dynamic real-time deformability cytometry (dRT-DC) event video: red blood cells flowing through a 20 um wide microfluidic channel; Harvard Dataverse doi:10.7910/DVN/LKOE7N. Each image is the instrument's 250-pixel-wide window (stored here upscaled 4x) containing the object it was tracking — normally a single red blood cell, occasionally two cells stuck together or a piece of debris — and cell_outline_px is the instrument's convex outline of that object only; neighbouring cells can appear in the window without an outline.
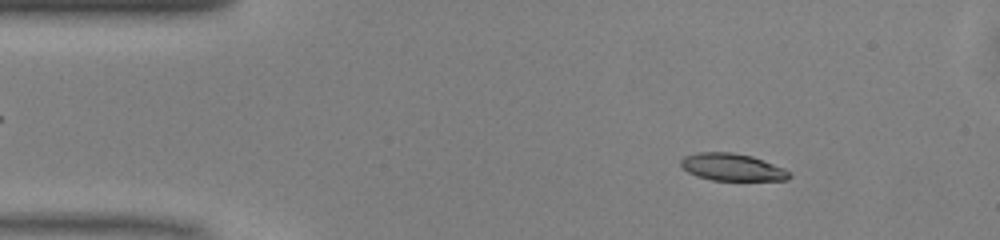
{"species": "common noctule bat (a hibernating species)", "species_latin": "Nyctalus noctula", "temperature_condition": "warm", "stored_images_in_passage": 49, "camera_frame_rate_fps": 3000, "um_per_image_px": 0.085, "animal": {"sex": "male", "body_mass_g": 13.0, "forearm_length_mm": 53.1}, "frame": {"image": 1, "passage_image": 6, "time_ms": 1.667, "image_size_px": [1000, 240], "cell_outline_px": [[792, 176], [788, 180], [712, 180], [696, 176], [688, 172], [680, 164], [680, 160], [684, 156], [696, 152], [732, 152], [752, 156], [784, 168], [792, 172]], "centroid_in_image_um": [62.25, 14.21], "position_along_channel_um": 22.8, "area_um2": 17.34}}
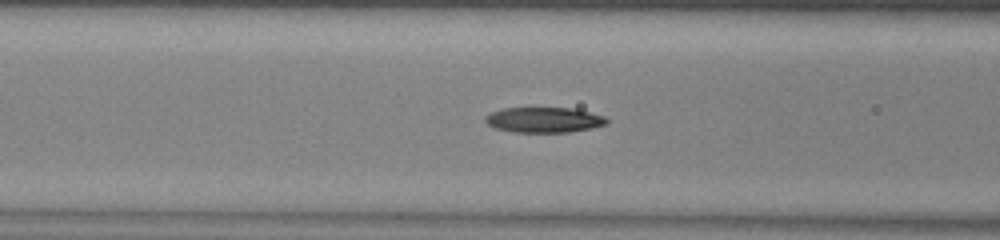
{"frame": {"image": 2, "passage_image": 18, "time_ms": 5.667, "image_size_px": [1000, 240], "cell_outline_px": [[608, 124], [592, 128], [568, 132], [516, 132], [496, 128], [488, 124], [484, 120], [484, 116], [492, 112], [504, 108], [572, 108], [604, 116], [608, 120]], "centroid_in_image_um": [46.24, 10.19], "position_along_channel_um": 120.4, "area_um2": 17.8}}
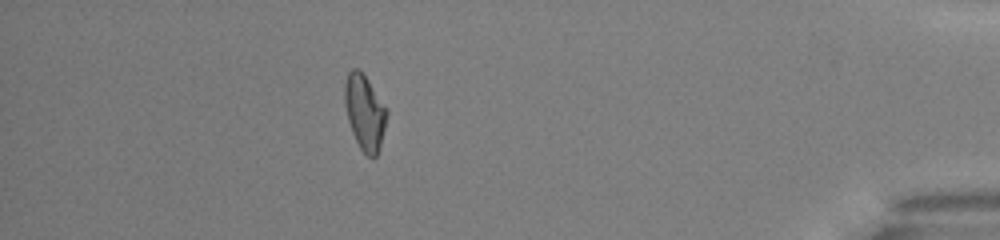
{"frame": {"image": 3, "passage_image": 43, "time_ms": 14.0, "image_size_px": [1000, 240], "cell_outline_px": [[388, 112], [380, 148], [376, 156], [372, 160], [360, 148], [352, 132], [348, 120], [344, 104], [344, 84], [348, 72], [352, 68], [360, 68], [388, 108]], "centroid_in_image_um": [31.0, 9.52], "position_along_channel_um": 404.2, "area_um2": 18.79}, "authors_computed_cell_mechanics": {"area_um2": 18.207, "velocity_mm_per_s": 4.0808, "shape_relaxation_time_tau1_ms": 3.8643, "shape_relaxation_time_tau2_ms": 4.0513, "deformation_change_tau1": 0.142, "deformation_change_tau2": 0.1142}}